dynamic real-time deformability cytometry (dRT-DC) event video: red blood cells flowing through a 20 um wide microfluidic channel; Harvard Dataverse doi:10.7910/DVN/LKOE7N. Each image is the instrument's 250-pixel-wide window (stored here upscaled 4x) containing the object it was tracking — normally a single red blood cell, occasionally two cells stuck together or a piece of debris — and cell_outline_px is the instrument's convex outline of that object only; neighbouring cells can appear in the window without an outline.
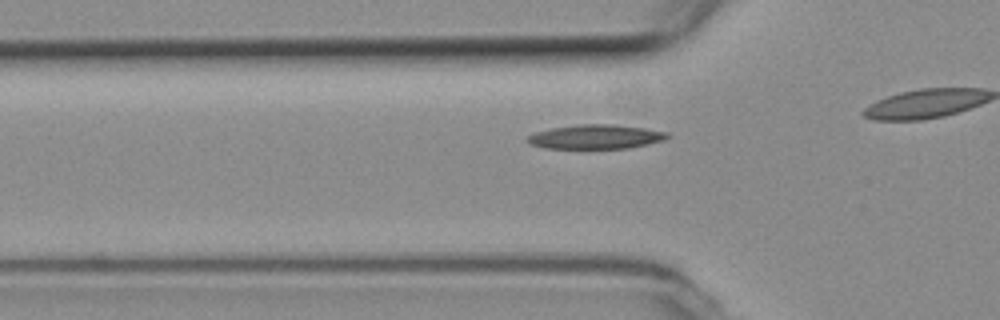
{"species": "common noctule bat (a hibernating species)", "species_latin": "Nyctalus noctula", "temperature_condition": "room temperature", "stored_images_in_passage": 35, "camera_frame_rate_fps": 3000, "um_per_image_px": 0.085, "animal": {"sex": "female", "body_mass_g": 19.3, "forearm_length_mm": 54.1}, "frame": {"image": 1, "passage_image": 10, "time_ms": 3.0, "image_size_px": [1000, 320], "cell_outline_px": [[672, 136], [664, 140], [628, 148], [544, 148], [528, 144], [524, 140], [528, 136], [536, 132], [552, 128], [580, 124], [612, 124], [644, 128], [668, 132]], "centroid_in_image_um": [50.62, 11.62], "position_along_channel_um": 75.2, "area_um2": 19.77}}
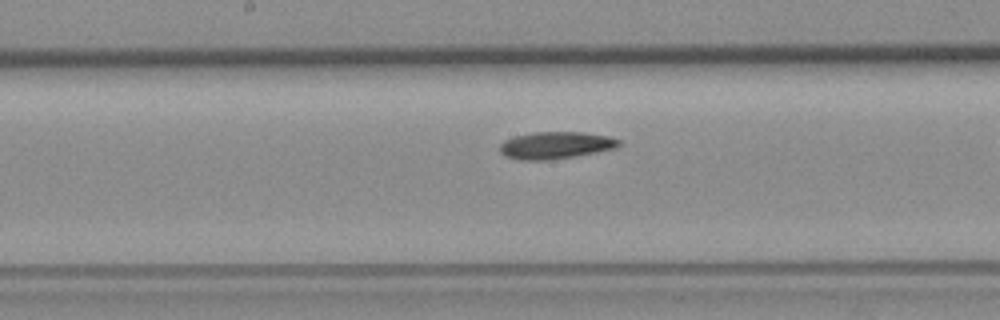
{"frame": {"image": 2, "passage_image": 20, "time_ms": 6.333, "image_size_px": [1000, 320], "cell_outline_px": [[620, 144], [616, 148], [596, 152], [548, 160], [520, 160], [504, 156], [500, 152], [500, 144], [504, 140], [512, 136], [532, 132], [584, 132], [608, 136], [620, 140]], "centroid_in_image_um": [47.18, 12.34], "position_along_channel_um": 201.0, "area_um2": 18.84}}
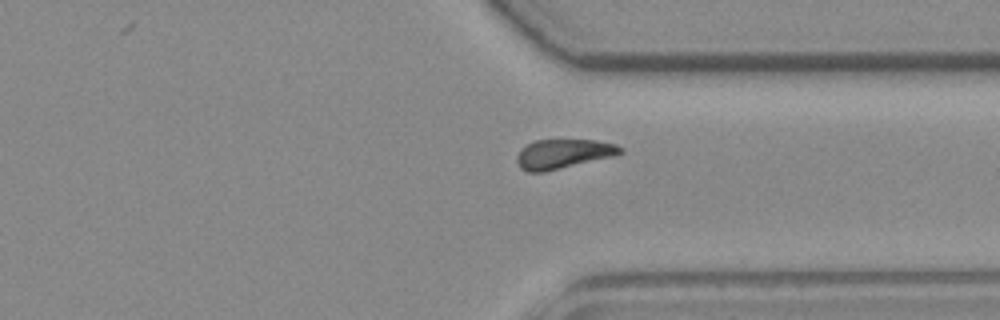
{"frame": {"image": 3, "passage_image": 33, "time_ms": 10.667, "image_size_px": [1000, 320], "cell_outline_px": [[624, 152], [612, 156], [544, 172], [528, 172], [520, 168], [516, 160], [516, 156], [520, 148], [536, 140], [596, 140], [616, 144], [624, 148]], "centroid_in_image_um": [47.86, 13.07], "position_along_channel_um": 363.5, "area_um2": 17.69}}